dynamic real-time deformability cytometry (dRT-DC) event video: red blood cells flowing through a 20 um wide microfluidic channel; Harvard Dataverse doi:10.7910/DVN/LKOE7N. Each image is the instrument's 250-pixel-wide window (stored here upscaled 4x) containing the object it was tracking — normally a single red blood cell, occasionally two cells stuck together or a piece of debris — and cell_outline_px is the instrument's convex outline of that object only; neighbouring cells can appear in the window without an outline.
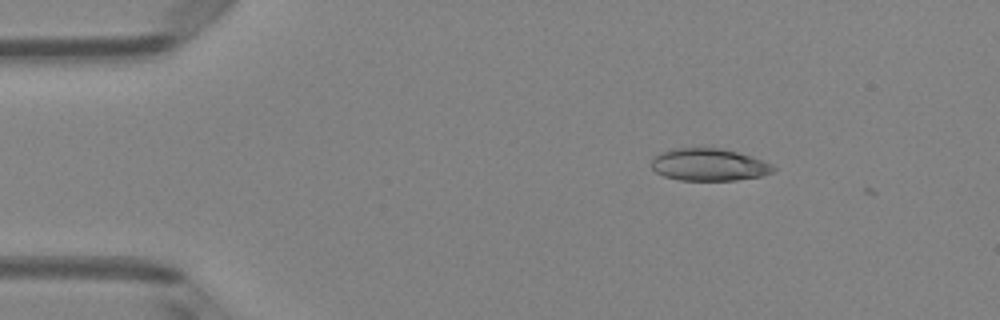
{"species": "Egyptian fruit bat (a non-hibernating species)", "species_latin": "Rousettus aegyptiacus", "temperature_condition": "room temperature", "stored_images_in_passage": 3, "camera_frame_rate_fps": 3000, "um_per_image_px": 0.085, "animal": {"sex": "female"}, "frame": {"image": 1, "passage_image": 2, "time_ms": 0.333, "image_size_px": [1000, 320], "cell_outline_px": [[776, 168], [772, 172], [760, 176], [736, 180], [680, 180], [664, 176], [656, 172], [652, 168], [652, 156], [660, 152], [672, 148], [720, 148], [752, 156], [764, 160], [772, 164]], "centroid_in_image_um": [60.24, 13.99], "position_along_channel_um": 24.8, "area_um2": 23.0}}